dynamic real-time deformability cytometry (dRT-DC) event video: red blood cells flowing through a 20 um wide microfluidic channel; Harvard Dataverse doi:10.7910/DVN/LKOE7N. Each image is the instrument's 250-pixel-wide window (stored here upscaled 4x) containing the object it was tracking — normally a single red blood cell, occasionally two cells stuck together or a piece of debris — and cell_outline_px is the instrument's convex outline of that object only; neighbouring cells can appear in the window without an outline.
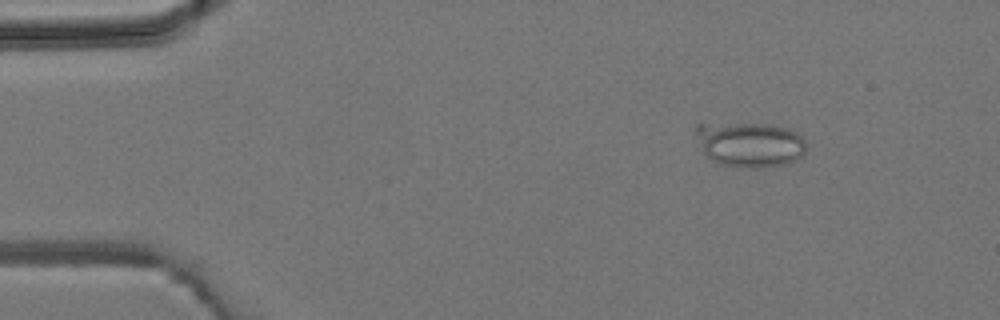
{"species": "common noctule bat (a hibernating species)", "species_latin": "Nyctalus noctula", "temperature_condition": "room temperature", "stored_images_in_passage": 4, "camera_frame_rate_fps": 3000, "um_per_image_px": 0.085, "animal": {"sex": "male", "body_mass_g": 19.2, "forearm_length_mm": 51.8}, "frame": {"image": 1, "passage_image": 2, "time_ms": 2.0, "image_size_px": [1000, 320], "cell_outline_px": [[804, 152], [796, 160], [788, 164], [760, 168], [740, 168], [720, 164], [712, 160], [704, 152], [696, 132], [696, 124], [772, 124], [788, 128], [796, 132], [804, 140]], "centroid_in_image_um": [63.77, 12.29], "position_along_channel_um": 21.2, "area_um2": 28.78}}